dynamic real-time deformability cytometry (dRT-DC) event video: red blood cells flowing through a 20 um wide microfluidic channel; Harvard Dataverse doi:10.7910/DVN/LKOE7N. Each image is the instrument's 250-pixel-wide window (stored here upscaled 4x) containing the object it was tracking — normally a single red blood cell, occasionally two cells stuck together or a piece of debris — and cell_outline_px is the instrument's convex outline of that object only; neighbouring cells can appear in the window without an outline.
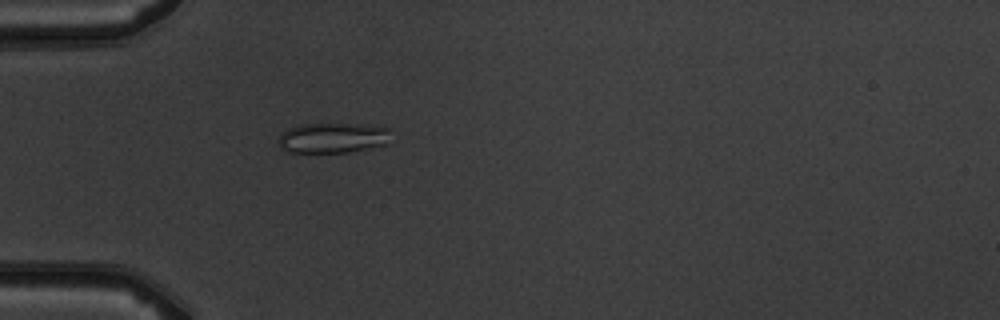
{"species": "common noctule bat (a hibernating species)", "species_latin": "Nyctalus noctula", "temperature_condition": "warm", "stored_images_in_passage": 4, "camera_frame_rate_fps": 3000, "um_per_image_px": 0.085, "animal": {"sex": "male", "body_mass_g": 19.5, "forearm_length_mm": 54.6}, "frame": {"image": 1, "passage_image": 4, "time_ms": 3.667, "image_size_px": [1000, 320], "cell_outline_px": [[388, 144], [348, 152], [292, 152], [280, 148], [276, 140], [280, 132], [288, 128], [300, 124], [356, 124], [388, 128]], "centroid_in_image_um": [28.19, 11.72], "position_along_channel_um": 56.8, "area_um2": 19.77}}